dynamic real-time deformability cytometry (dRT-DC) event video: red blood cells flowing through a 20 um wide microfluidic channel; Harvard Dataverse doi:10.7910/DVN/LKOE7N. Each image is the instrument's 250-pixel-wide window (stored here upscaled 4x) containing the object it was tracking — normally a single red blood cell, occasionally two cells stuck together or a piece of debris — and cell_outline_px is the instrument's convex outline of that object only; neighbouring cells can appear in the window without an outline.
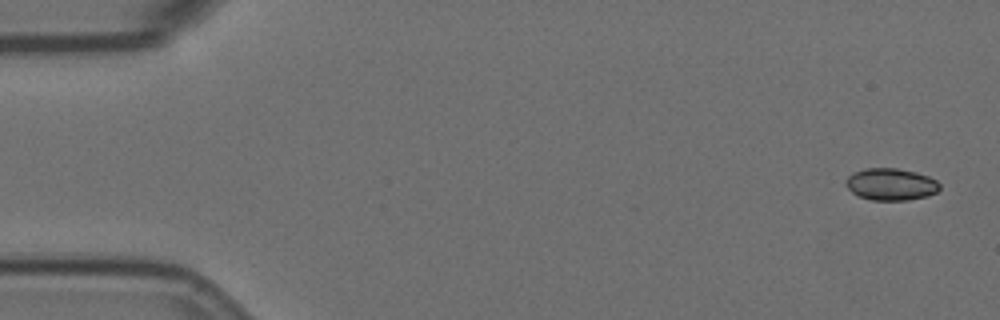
{"species": "Egyptian fruit bat (a non-hibernating species)", "species_latin": "Rousettus aegyptiacus", "temperature_condition": "room temperature", "stored_images_in_passage": 5, "camera_frame_rate_fps": 3000, "um_per_image_px": 0.085, "animal": {"sex": "female"}, "frame": {"image": 1, "passage_image": 1, "time_ms": 0.0, "image_size_px": [1000, 320], "cell_outline_px": [[940, 188], [936, 192], [928, 196], [908, 200], [872, 200], [856, 196], [844, 184], [844, 180], [852, 172], [864, 168], [896, 168], [916, 172], [928, 176], [936, 180], [940, 184]], "centroid_in_image_um": [75.69, 15.66], "position_along_channel_um": 9.3, "area_um2": 17.74}}
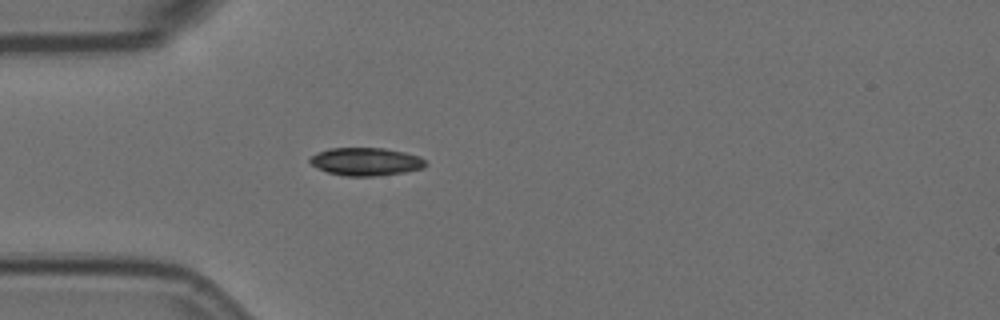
{"frame": {"image": 2, "passage_image": 5, "time_ms": 1.333, "image_size_px": [1000, 320], "cell_outline_px": [[428, 164], [424, 168], [404, 172], [376, 176], [344, 176], [328, 172], [312, 164], [308, 160], [316, 152], [332, 148], [384, 148], [404, 152], [420, 156]], "centroid_in_image_um": [31.13, 13.73], "position_along_channel_um": 53.9, "area_um2": 18.79}}